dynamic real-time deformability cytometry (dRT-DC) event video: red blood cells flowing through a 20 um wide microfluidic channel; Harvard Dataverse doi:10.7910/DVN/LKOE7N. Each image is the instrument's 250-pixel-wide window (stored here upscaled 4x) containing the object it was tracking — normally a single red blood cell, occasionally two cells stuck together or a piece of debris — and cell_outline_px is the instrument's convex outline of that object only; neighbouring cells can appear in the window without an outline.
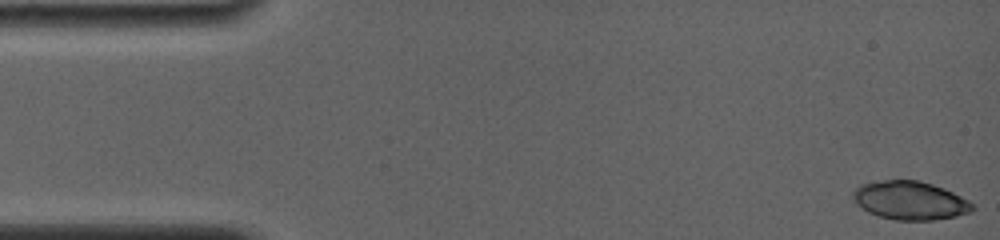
{"species": "common noctule bat (a hibernating species)", "species_latin": "Nyctalus noctula", "temperature_condition": "room temperature", "stored_images_in_passage": 9, "camera_frame_rate_fps": 4000, "um_per_image_px": 0.085, "animal": {"sex": "female", "body_mass_g": 19.0, "forearm_length_mm": 56.7}, "frame": {"image": 1, "passage_image": 1, "time_ms": 0.0, "image_size_px": [1000, 240], "cell_outline_px": [[976, 208], [972, 212], [956, 216], [936, 220], [896, 220], [880, 216], [868, 212], [856, 204], [852, 200], [852, 192], [860, 184], [884, 180], [920, 180], [944, 188], [976, 204]], "centroid_in_image_um": [77.37, 17.04], "position_along_channel_um": 7.6, "area_um2": 27.05}}
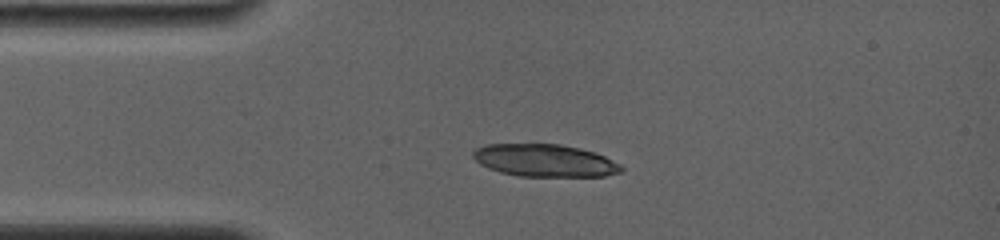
{"frame": {"image": 2, "passage_image": 8, "time_ms": 3.5, "image_size_px": [1000, 240], "cell_outline_px": [[624, 172], [604, 176], [520, 176], [500, 172], [488, 168], [480, 164], [472, 156], [472, 152], [476, 148], [484, 144], [560, 144], [580, 148], [596, 152], [620, 164], [624, 168]], "centroid_in_image_um": [46.32, 13.64], "position_along_channel_um": 38.7, "area_um2": 28.21}}